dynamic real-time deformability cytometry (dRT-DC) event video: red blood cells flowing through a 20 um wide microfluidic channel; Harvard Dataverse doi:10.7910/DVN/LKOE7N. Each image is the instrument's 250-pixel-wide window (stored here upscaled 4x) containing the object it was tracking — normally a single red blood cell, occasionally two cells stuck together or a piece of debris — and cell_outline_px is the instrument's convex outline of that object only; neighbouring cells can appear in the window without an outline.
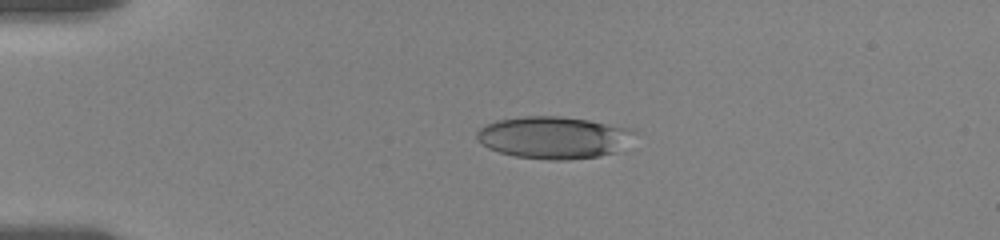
{"species": "human", "species_latin": "Homo sapiens", "temperature_condition": "room temperature", "stored_images_in_passage": 5, "camera_frame_rate_fps": 3000, "um_per_image_px": 0.085, "donor": {"sex": "female"}, "frame": {"image": 1, "passage_image": 5, "time_ms": 3.333, "image_size_px": [1000, 240], "cell_outline_px": [[636, 132], [616, 152], [600, 156], [568, 160], [548, 160], [512, 156], [488, 148], [476, 140], [476, 132], [480, 128], [496, 120], [524, 116], [560, 116], [588, 120], [632, 128]], "centroid_in_image_um": [47.02, 11.69], "position_along_channel_um": 38.0, "area_um2": 38.73}}